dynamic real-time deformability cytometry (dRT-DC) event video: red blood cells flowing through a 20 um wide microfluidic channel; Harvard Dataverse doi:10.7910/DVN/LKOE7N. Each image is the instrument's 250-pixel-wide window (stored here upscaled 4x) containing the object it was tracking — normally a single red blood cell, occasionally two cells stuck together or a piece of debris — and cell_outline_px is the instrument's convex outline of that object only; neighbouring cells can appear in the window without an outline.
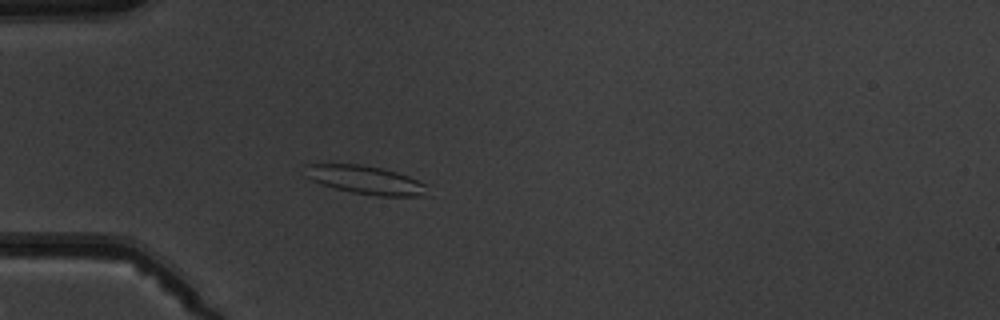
{"species": "common noctule bat (a hibernating species)", "species_latin": "Nyctalus noctula", "temperature_condition": "warm", "stored_images_in_passage": 3, "camera_frame_rate_fps": 3000, "um_per_image_px": 0.085, "animal": {"sex": "male", "body_mass_g": 19.5, "forearm_length_mm": 54.6}, "frame": {"image": 1, "passage_image": 3, "time_ms": 3.333, "image_size_px": [1000, 320], "cell_outline_px": [[432, 196], [380, 196], [352, 192], [320, 184], [304, 176], [304, 164], [360, 164], [380, 168], [396, 172], [408, 176], [424, 184]], "centroid_in_image_um": [31.05, 15.3], "position_along_channel_um": 53.9, "area_um2": 20.29}}